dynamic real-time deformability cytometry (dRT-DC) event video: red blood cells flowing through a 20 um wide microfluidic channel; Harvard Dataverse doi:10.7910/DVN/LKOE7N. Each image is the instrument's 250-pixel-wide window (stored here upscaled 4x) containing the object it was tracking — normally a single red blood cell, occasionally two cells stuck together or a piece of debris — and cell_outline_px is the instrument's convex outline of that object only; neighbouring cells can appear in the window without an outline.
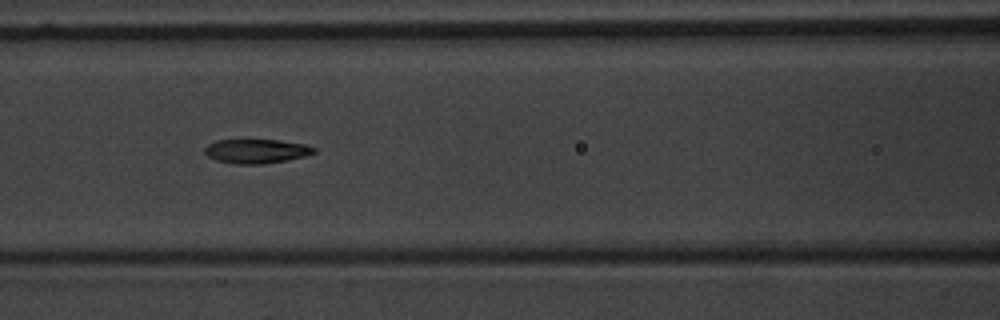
{"species": "common noctule bat (a hibernating species)", "species_latin": "Nyctalus noctula", "temperature_condition": "warm", "stored_images_in_passage": 4, "camera_frame_rate_fps": 3000, "um_per_image_px": 0.085, "animal": {"sex": "male", "body_mass_g": 20.1, "forearm_length_mm": 53.5}, "frame": {"image": 1, "passage_image": 3, "time_ms": 2.0, "image_size_px": [1000, 320], "cell_outline_px": [[316, 152], [304, 156], [288, 160], [260, 164], [236, 164], [216, 160], [208, 156], [204, 152], [204, 148], [208, 144], [216, 140], [280, 140], [304, 144], [316, 148]], "centroid_in_image_um": [21.78, 12.85], "position_along_channel_um": 144.8, "area_um2": 15.37}}
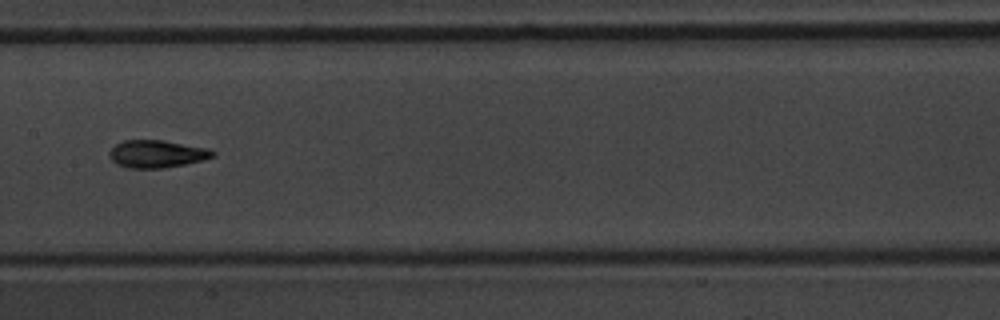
{"frame": {"image": 2, "passage_image": 4, "time_ms": 3.333, "image_size_px": [1000, 320], "cell_outline_px": [[216, 156], [184, 164], [164, 168], [128, 168], [116, 164], [108, 156], [108, 152], [116, 144], [124, 140], [164, 140], [208, 148], [216, 152]], "centroid_in_image_um": [13.31, 13.08], "position_along_channel_um": 194.1, "area_um2": 16.65}}